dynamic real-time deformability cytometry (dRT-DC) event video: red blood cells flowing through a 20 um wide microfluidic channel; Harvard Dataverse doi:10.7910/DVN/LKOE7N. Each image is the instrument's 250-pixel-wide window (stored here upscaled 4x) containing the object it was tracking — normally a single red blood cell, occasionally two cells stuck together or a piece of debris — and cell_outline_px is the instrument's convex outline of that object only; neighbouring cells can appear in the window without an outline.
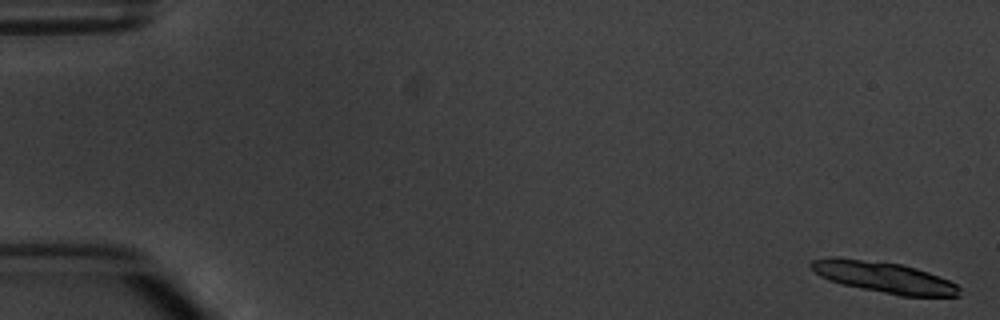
{"species": "common noctule bat (a hibernating species)", "species_latin": "Nyctalus noctula", "temperature_condition": "warm", "stored_images_in_passage": 7, "camera_frame_rate_fps": 3000, "um_per_image_px": 0.085, "animal": {"sex": "male", "body_mass_g": 20.1, "forearm_length_mm": 53.5}, "frame": {"image": 1, "passage_image": 1, "time_ms": 0.0, "image_size_px": [1000, 320], "cell_outline_px": [[960, 296], [900, 296], [844, 284], [828, 280], [820, 276], [808, 264], [812, 260], [828, 256], [832, 256], [900, 264], [916, 268], [940, 276], [956, 284], [960, 288]], "centroid_in_image_um": [75.13, 23.56], "position_along_channel_um": 9.9, "area_um2": 26.65}}